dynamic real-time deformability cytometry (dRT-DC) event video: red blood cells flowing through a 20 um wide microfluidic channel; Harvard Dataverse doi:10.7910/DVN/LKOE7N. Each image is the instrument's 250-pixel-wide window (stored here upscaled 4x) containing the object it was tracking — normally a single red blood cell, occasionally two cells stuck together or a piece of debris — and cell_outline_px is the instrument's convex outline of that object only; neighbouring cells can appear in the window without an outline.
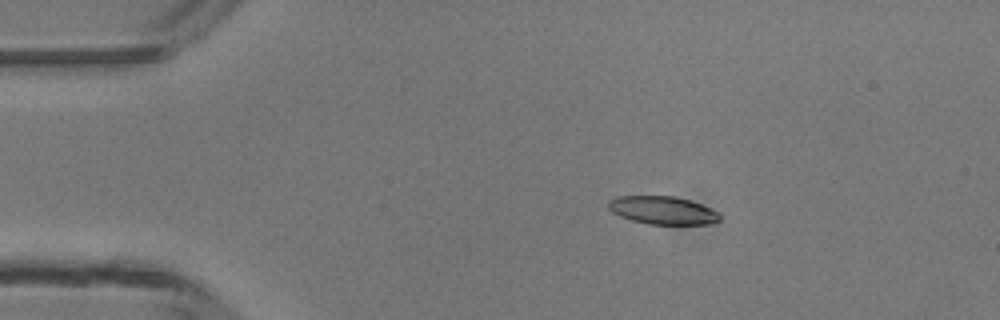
{"species": "common noctule bat (a hibernating species)", "species_latin": "Nyctalus noctula", "temperature_condition": "room temperature", "stored_images_in_passage": 3, "camera_frame_rate_fps": 3000, "um_per_image_px": 0.085, "animal": {"sex": "male", "body_mass_g": 13.3}, "frame": {"image": 1, "passage_image": 2, "time_ms": 1.0, "image_size_px": [1000, 320], "cell_outline_px": [[720, 220], [712, 224], [648, 224], [632, 220], [620, 216], [612, 212], [608, 208], [608, 200], [616, 196], [676, 196], [700, 204], [716, 212], [720, 216]], "centroid_in_image_um": [56.28, 17.87], "position_along_channel_um": 28.7, "area_um2": 18.09}}